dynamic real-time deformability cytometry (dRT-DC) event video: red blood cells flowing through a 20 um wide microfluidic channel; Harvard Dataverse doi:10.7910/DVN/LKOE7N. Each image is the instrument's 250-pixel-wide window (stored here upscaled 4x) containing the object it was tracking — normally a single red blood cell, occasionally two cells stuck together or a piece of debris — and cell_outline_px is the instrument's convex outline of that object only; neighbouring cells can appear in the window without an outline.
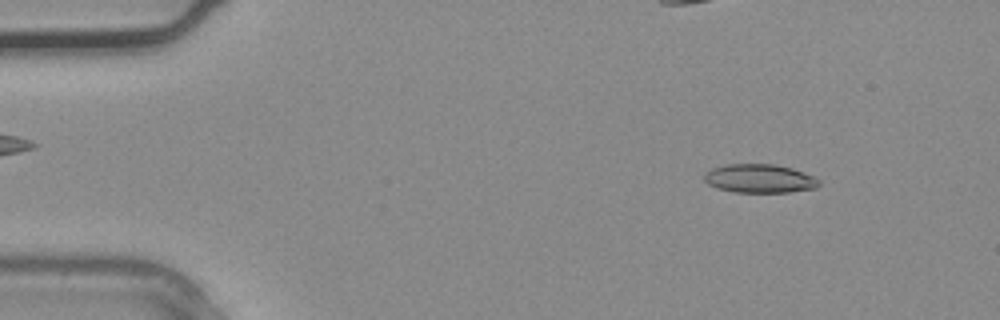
{"species": "common noctule bat (a hibernating species)", "species_latin": "Nyctalus noctula", "temperature_condition": "warm", "stored_images_in_passage": 3, "camera_frame_rate_fps": 3000, "um_per_image_px": 0.085, "animal": {"sex": "male", "body_mass_g": 20.4}, "frame": {"image": 1, "passage_image": 1, "time_ms": 0.0, "image_size_px": [1000, 320], "cell_outline_px": [[820, 184], [816, 188], [788, 192], [732, 192], [716, 188], [708, 184], [704, 180], [704, 176], [712, 168], [724, 164], [776, 164], [792, 168], [804, 172], [820, 180]], "centroid_in_image_um": [64.56, 15.17], "position_along_channel_um": 20.4, "area_um2": 19.25}}